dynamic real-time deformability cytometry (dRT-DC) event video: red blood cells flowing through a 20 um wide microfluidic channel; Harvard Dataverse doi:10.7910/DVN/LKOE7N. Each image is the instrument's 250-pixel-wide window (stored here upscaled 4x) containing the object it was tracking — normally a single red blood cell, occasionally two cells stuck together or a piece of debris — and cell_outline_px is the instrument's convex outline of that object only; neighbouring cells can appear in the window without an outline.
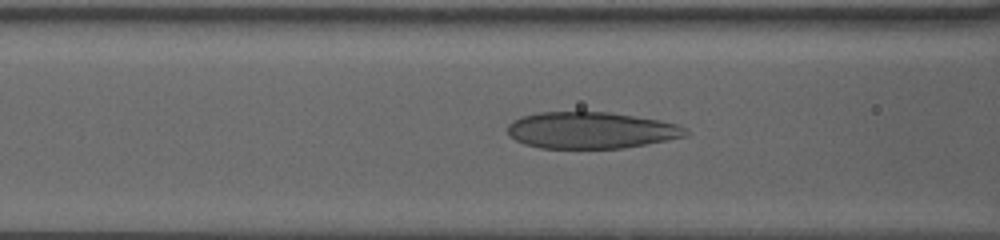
{"species": "human", "species_latin": "Homo sapiens", "temperature_condition": "warm", "stored_images_in_passage": 49, "camera_frame_rate_fps": 3000, "um_per_image_px": 0.085, "donor": {"sex": "female"}, "frame": {"image": 1, "passage_image": 10, "time_ms": 2.0, "image_size_px": [1000, 240], "cell_outline_px": [[688, 132], [684, 136], [624, 148], [540, 148], [524, 144], [508, 136], [508, 124], [512, 120], [520, 116], [540, 112], [612, 112], [656, 120], [676, 124], [684, 128]], "centroid_in_image_um": [50.14, 11.07], "position_along_channel_um": 116.5, "area_um2": 37.69}}
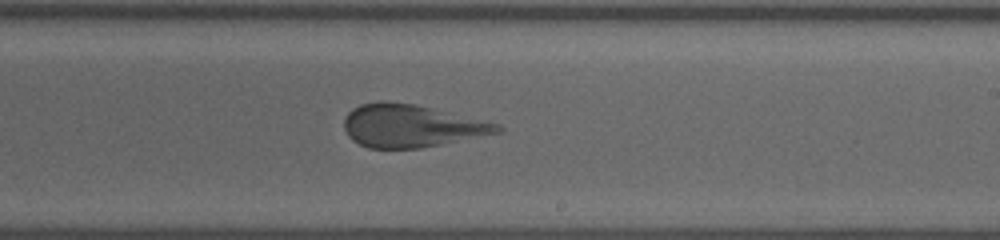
{"frame": {"image": 2, "passage_image": 32, "time_ms": 6.333, "image_size_px": [1000, 240], "cell_outline_px": [[504, 132], [420, 148], [368, 148], [352, 140], [348, 136], [344, 128], [344, 116], [352, 108], [360, 104], [376, 100], [388, 100], [412, 104], [432, 108], [500, 124], [504, 128]], "centroid_in_image_um": [34.93, 10.69], "position_along_channel_um": 254.1, "area_um2": 38.32}}
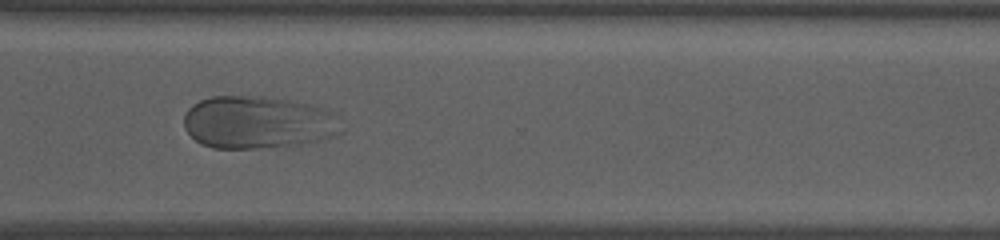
{"frame": {"image": 3, "passage_image": 48, "time_ms": 9.333, "image_size_px": [1000, 240], "cell_outline_px": [[344, 132], [336, 136], [320, 140], [300, 144], [256, 148], [212, 148], [200, 144], [184, 128], [184, 116], [188, 108], [192, 104], [200, 100], [212, 96], [268, 96], [312, 104], [332, 112], [340, 116], [344, 128]], "centroid_in_image_um": [21.98, 10.39], "position_along_channel_um": 348.6, "area_um2": 49.01}}